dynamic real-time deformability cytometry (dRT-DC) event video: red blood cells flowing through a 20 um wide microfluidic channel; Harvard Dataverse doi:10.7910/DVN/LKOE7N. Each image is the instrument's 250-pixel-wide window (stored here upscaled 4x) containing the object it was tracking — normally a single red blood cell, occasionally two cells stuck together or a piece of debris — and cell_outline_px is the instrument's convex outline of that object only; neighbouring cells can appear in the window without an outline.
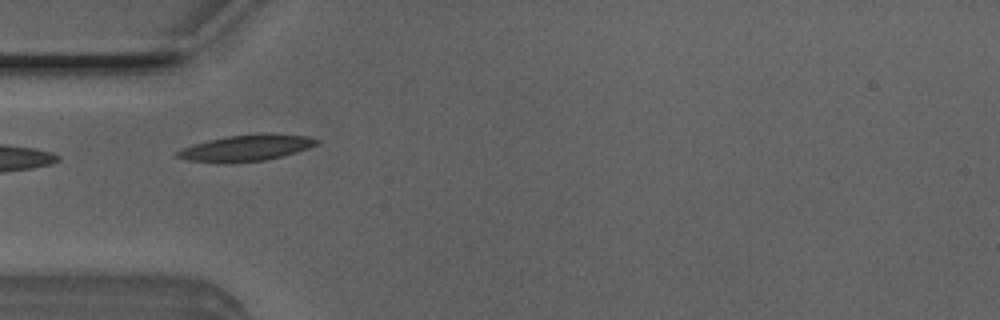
{"species": "Egyptian fruit bat (a non-hibernating species)", "species_latin": "Rousettus aegyptiacus", "temperature_condition": "room temperature", "stored_images_in_passage": 8, "camera_frame_rate_fps": 3000, "um_per_image_px": 0.085, "animal": {"sex": "male"}, "frame": {"image": 1, "passage_image": 1, "time_ms": 0.0, "image_size_px": [1000, 320], "cell_outline_px": [[320, 140], [316, 144], [308, 148], [284, 156], [268, 160], [232, 164], [220, 164], [184, 160], [176, 156], [176, 152], [192, 144], [208, 140], [228, 136], [264, 132], [272, 132], [308, 136]], "centroid_in_image_um": [20.93, 12.58], "position_along_channel_um": 64.1, "area_um2": 22.02}}